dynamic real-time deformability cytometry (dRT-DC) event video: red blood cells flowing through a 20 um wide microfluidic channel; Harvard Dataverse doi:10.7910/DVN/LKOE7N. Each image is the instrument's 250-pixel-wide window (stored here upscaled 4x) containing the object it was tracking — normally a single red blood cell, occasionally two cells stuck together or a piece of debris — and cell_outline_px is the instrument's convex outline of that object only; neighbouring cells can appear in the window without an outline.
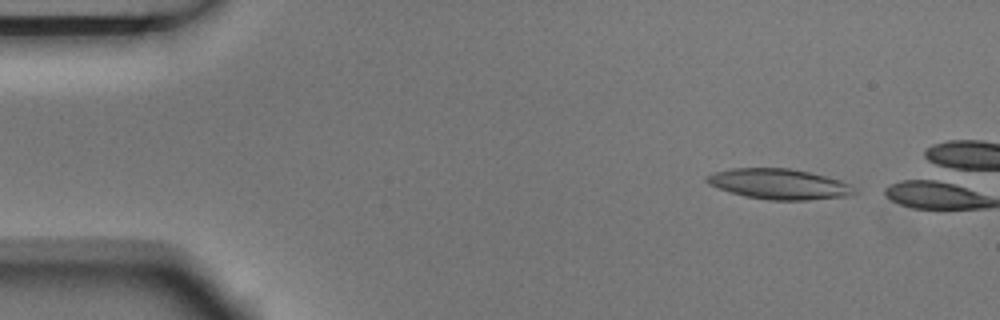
{"species": "Egyptian fruit bat (a non-hibernating species)", "species_latin": "Rousettus aegyptiacus", "temperature_condition": "room temperature", "stored_images_in_passage": 3, "camera_frame_rate_fps": 3000, "um_per_image_px": 0.085, "animal": {"sex": "male"}, "frame": {"image": 1, "passage_image": 1, "time_ms": 0.0, "image_size_px": [1000, 320], "cell_outline_px": [[856, 192], [844, 196], [808, 200], [768, 200], [744, 196], [708, 184], [704, 180], [704, 176], [716, 172], [732, 168], [788, 168], [808, 172], [840, 180], [852, 184], [856, 188]], "centroid_in_image_um": [66.21, 15.64], "position_along_channel_um": 18.8, "area_um2": 26.01}}